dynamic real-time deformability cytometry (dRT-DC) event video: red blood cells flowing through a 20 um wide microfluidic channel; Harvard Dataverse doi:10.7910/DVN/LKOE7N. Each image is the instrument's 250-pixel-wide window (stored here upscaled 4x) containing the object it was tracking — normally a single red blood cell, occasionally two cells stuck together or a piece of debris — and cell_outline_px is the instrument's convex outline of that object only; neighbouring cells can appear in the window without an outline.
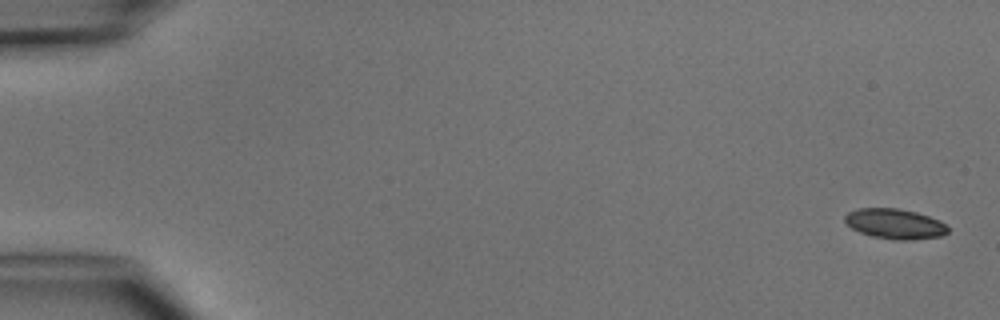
{"species": "common noctule bat (a hibernating species)", "species_latin": "Nyctalus noctula", "temperature_condition": "cold", "stored_images_in_passage": 4, "camera_frame_rate_fps": 3000, "um_per_image_px": 0.085, "animal": {"sex": "male", "body_mass_g": 15.6}, "frame": {"image": 1, "passage_image": 1, "time_ms": 0.0, "image_size_px": [1000, 320], "cell_outline_px": [[948, 232], [940, 236], [912, 240], [892, 240], [872, 236], [860, 232], [852, 228], [844, 220], [844, 216], [848, 212], [856, 208], [896, 208], [916, 212], [940, 220], [948, 224]], "centroid_in_image_um": [76.08, 19.02], "position_along_channel_um": 8.9, "area_um2": 18.21}}
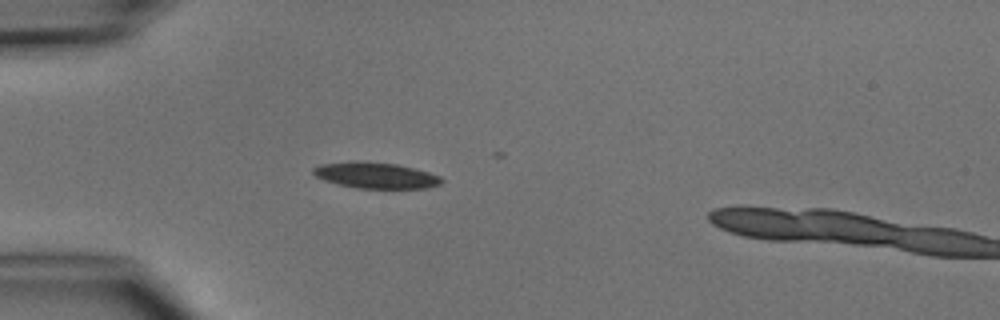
{"frame": {"image": 2, "passage_image": 4, "time_ms": 4.333, "image_size_px": [1000, 320], "cell_outline_px": [[444, 180], [440, 184], [424, 188], [356, 188], [336, 184], [324, 180], [316, 176], [312, 172], [312, 168], [320, 164], [356, 160], [396, 164], [428, 172], [440, 176]], "centroid_in_image_um": [31.89, 14.9], "position_along_channel_um": 53.1, "area_um2": 19.48}}